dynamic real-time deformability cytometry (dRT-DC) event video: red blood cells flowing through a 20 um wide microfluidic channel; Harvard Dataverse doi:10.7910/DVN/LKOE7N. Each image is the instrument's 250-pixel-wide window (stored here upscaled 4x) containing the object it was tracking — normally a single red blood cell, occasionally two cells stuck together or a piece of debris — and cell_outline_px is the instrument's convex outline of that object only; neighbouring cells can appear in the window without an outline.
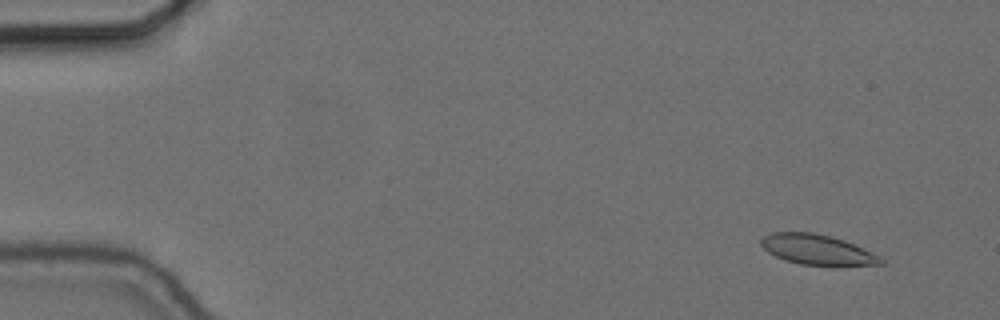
{"species": "common noctule bat (a hibernating species)", "species_latin": "Nyctalus noctula", "temperature_condition": "cold", "stored_images_in_passage": 57, "camera_frame_rate_fps": 3000, "um_per_image_px": 0.085, "animal": {"sex": "female", "body_mass_g": 24.6, "forearm_length_mm": 56.2}, "frame": {"image": 1, "passage_image": 5, "time_ms": 1.333, "image_size_px": [1000, 320], "cell_outline_px": [[884, 264], [832, 268], [800, 264], [784, 260], [768, 252], [760, 244], [760, 240], [764, 236], [772, 232], [812, 232], [844, 240], [880, 256], [884, 260]], "centroid_in_image_um": [69.51, 21.27], "position_along_channel_um": 15.5, "area_um2": 21.68}}
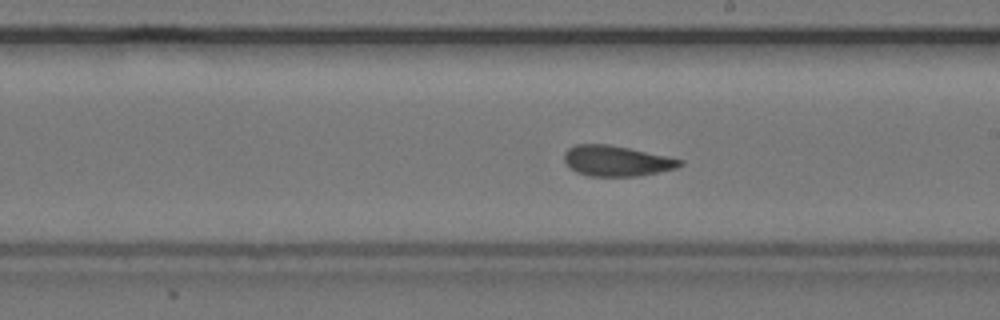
{"frame": {"image": 2, "passage_image": 33, "time_ms": 10.667, "image_size_px": [1000, 320], "cell_outline_px": [[684, 164], [676, 168], [640, 176], [588, 176], [576, 172], [564, 160], [564, 152], [568, 148], [576, 144], [608, 144], [668, 156], [684, 160]], "centroid_in_image_um": [52.42, 13.67], "position_along_channel_um": 236.6, "area_um2": 20.58}}
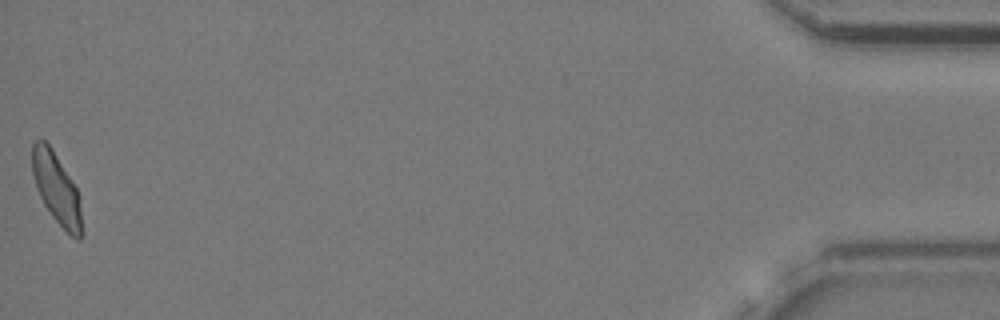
{"frame": {"image": 3, "passage_image": 57, "time_ms": 18.667, "image_size_px": [1000, 320], "cell_outline_px": [[80, 240], [76, 240], [52, 216], [44, 204], [36, 188], [32, 176], [32, 144], [36, 140], [44, 140], [52, 148], [76, 188], [80, 196]], "centroid_in_image_um": [4.77, 15.98], "position_along_channel_um": 430.4, "area_um2": 20.0}, "authors_computed_cell_mechanics": {"area_um2": 20.8658, "velocity_mm_per_s": 3.6347, "shape_relaxation_time_tau1_ms": 6.5676, "shape_relaxation_time_tau2_ms": 2.1908, "deformation_change_tau1": 0.1415, "deformation_change_tau2": 0.0743}}